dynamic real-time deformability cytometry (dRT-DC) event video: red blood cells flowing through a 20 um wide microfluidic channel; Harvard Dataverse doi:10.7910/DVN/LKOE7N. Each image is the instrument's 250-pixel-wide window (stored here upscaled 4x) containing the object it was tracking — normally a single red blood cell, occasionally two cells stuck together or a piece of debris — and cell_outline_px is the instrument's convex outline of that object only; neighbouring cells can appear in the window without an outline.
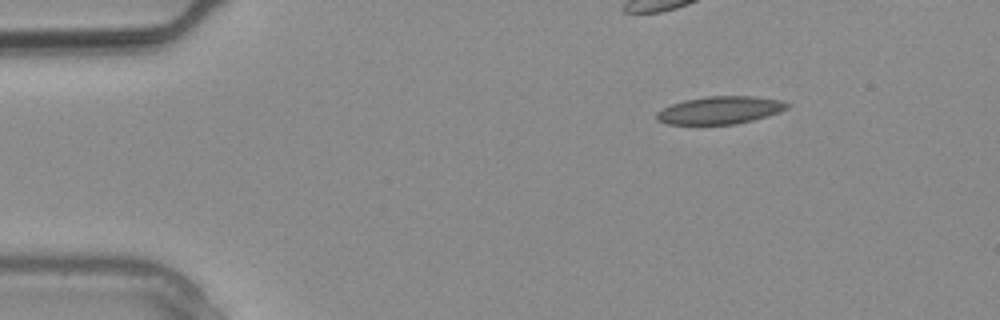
{"species": "common noctule bat (a hibernating species)", "species_latin": "Nyctalus noctula", "temperature_condition": "warm", "stored_images_in_passage": 2, "camera_frame_rate_fps": 3000, "um_per_image_px": 0.085, "animal": {"sex": "male", "body_mass_g": 20.4}, "frame": {"image": 1, "passage_image": 2, "time_ms": 0.333, "image_size_px": [1000, 320], "cell_outline_px": [[792, 104], [788, 108], [780, 112], [768, 116], [736, 124], [668, 124], [656, 120], [656, 112], [672, 104], [684, 100], [708, 96], [756, 96], [784, 100]], "centroid_in_image_um": [61.26, 9.35], "position_along_channel_um": 23.7, "area_um2": 21.21}}